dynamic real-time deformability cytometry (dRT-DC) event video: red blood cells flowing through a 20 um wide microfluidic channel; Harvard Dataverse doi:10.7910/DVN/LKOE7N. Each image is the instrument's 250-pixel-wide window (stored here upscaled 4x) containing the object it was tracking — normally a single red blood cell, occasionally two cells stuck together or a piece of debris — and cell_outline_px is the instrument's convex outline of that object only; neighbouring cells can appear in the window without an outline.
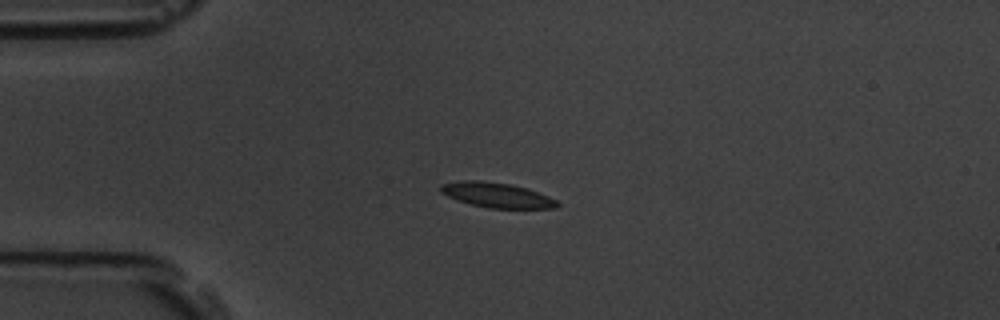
{"species": "common noctule bat (a hibernating species)", "species_latin": "Nyctalus noctula", "temperature_condition": "room temperature", "stored_images_in_passage": 4, "camera_frame_rate_fps": 3000, "um_per_image_px": 0.085, "animal": {"sex": "male", "body_mass_g": 19.5, "forearm_length_mm": 54.6}, "frame": {"image": 1, "passage_image": 3, "time_ms": 0.667, "image_size_px": [1000, 320], "cell_outline_px": [[560, 204], [556, 208], [488, 208], [472, 204], [448, 196], [440, 192], [440, 184], [464, 180], [480, 180], [512, 184], [528, 188], [548, 196], [556, 200]], "centroid_in_image_um": [42.25, 16.57], "position_along_channel_um": 42.8, "area_um2": 16.88}}